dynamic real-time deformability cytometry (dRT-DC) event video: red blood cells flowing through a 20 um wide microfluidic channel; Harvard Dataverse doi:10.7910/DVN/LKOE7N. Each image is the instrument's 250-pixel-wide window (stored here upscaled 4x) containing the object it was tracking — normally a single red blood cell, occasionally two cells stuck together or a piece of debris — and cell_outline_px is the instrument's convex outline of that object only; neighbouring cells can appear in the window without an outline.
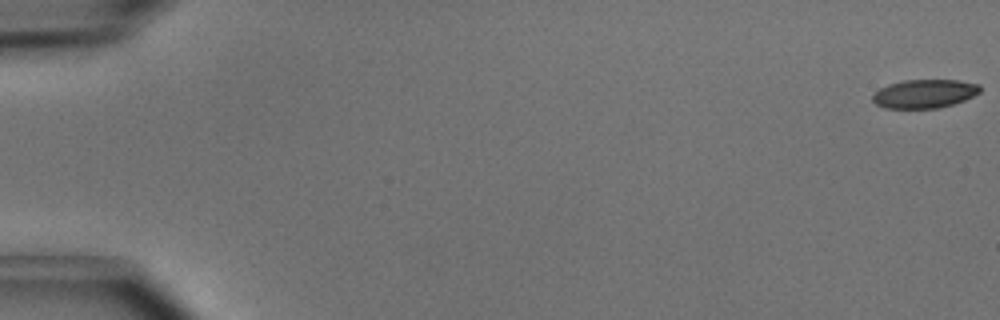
{"species": "common noctule bat (a hibernating species)", "species_latin": "Nyctalus noctula", "temperature_condition": "cold", "stored_images_in_passage": 5, "camera_frame_rate_fps": 3000, "um_per_image_px": 0.085, "animal": {"sex": "male", "body_mass_g": 15.6}, "frame": {"image": 1, "passage_image": 1, "time_ms": 0.0, "image_size_px": [1000, 320], "cell_outline_px": [[980, 92], [964, 100], [940, 108], [884, 108], [876, 104], [872, 100], [872, 96], [880, 88], [888, 84], [904, 80], [956, 80], [980, 84]], "centroid_in_image_um": [78.57, 7.96], "position_along_channel_um": 6.4, "area_um2": 17.86}}
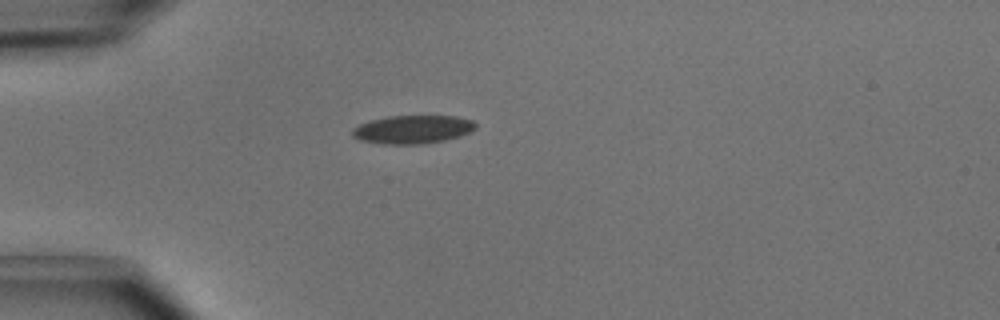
{"frame": {"image": 2, "passage_image": 5, "time_ms": 1.333, "image_size_px": [1000, 320], "cell_outline_px": [[476, 128], [472, 132], [460, 136], [444, 140], [420, 144], [384, 144], [360, 140], [352, 136], [352, 128], [360, 124], [372, 120], [388, 116], [456, 116], [472, 120], [476, 124]], "centroid_in_image_um": [35.09, 11.0], "position_along_channel_um": 49.9, "area_um2": 20.35}}